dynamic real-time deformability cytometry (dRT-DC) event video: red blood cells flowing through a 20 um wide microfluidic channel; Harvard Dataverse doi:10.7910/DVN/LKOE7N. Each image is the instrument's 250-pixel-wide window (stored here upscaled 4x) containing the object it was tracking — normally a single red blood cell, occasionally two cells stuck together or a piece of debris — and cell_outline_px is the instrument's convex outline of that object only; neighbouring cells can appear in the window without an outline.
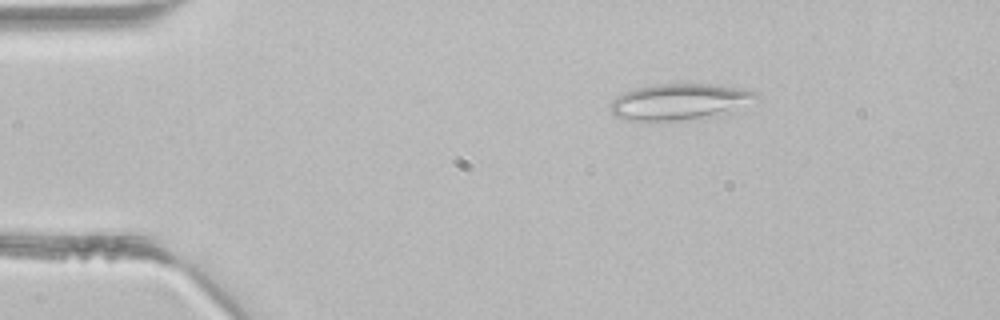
{"species": "common noctule bat (a hibernating species)", "species_latin": "Nyctalus noctula", "temperature_condition": "room temperature", "stored_images_in_passage": 5, "camera_frame_rate_fps": 3000, "um_per_image_px": 0.085, "animal": {"sex": "male", "body_mass_g": 21.5, "forearm_length_mm": 52.0}, "frame": {"image": 1, "passage_image": 2, "time_ms": 0.333, "image_size_px": [1000, 320], "cell_outline_px": [[760, 100], [720, 116], [648, 124], [640, 124], [616, 116], [612, 112], [612, 100], [624, 92], [636, 88], [656, 84], [712, 84], [744, 88], [756, 92], [760, 96]], "centroid_in_image_um": [57.82, 8.69], "position_along_channel_um": 27.2, "area_um2": 31.96}}